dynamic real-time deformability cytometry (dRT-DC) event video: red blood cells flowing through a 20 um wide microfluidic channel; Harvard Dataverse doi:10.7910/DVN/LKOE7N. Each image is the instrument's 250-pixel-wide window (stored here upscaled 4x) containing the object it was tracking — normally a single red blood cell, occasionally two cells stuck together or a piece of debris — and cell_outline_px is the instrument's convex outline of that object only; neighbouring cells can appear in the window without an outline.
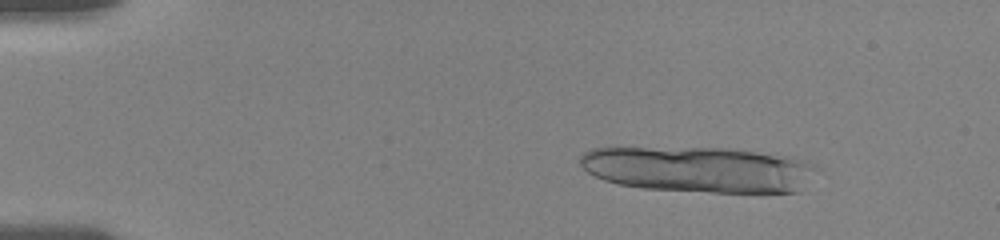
{"species": "human", "species_latin": "Homo sapiens", "temperature_condition": "room temperature", "stored_images_in_passage": 19, "camera_frame_rate_fps": 3000, "um_per_image_px": 0.085, "donor": {"sex": "female"}, "frame": {"image": 1, "passage_image": 8, "time_ms": 2.333, "image_size_px": [1000, 240], "cell_outline_px": [[816, 164], [800, 192], [712, 192], [640, 188], [620, 184], [604, 180], [588, 172], [580, 164], [580, 156], [584, 152], [592, 148], [732, 148], [792, 156]], "centroid_in_image_um": [59.39, 14.39], "position_along_channel_um": 25.6, "area_um2": 63.0}}